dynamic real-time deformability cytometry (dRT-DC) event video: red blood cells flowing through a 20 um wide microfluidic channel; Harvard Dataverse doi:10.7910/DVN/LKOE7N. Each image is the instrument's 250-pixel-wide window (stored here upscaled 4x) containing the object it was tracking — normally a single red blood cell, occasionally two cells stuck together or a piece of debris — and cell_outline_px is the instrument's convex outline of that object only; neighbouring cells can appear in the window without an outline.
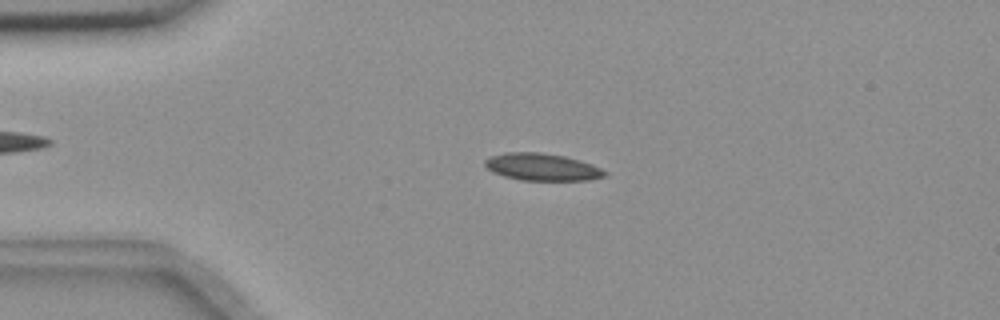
{"species": "common noctule bat (a hibernating species)", "species_latin": "Nyctalus noctula", "temperature_condition": "room temperature", "stored_images_in_passage": 55, "camera_frame_rate_fps": 3000, "um_per_image_px": 0.085, "animal": {"sex": "female", "body_mass_g": 18.4}, "frame": {"image": 1, "passage_image": 12, "time_ms": 3.667, "image_size_px": [1000, 320], "cell_outline_px": [[608, 176], [588, 180], [520, 180], [504, 176], [492, 172], [484, 164], [484, 160], [492, 156], [504, 152], [540, 152], [564, 156], [592, 164], [608, 172]], "centroid_in_image_um": [46.08, 14.2], "position_along_channel_um": 38.9, "area_um2": 19.02}}
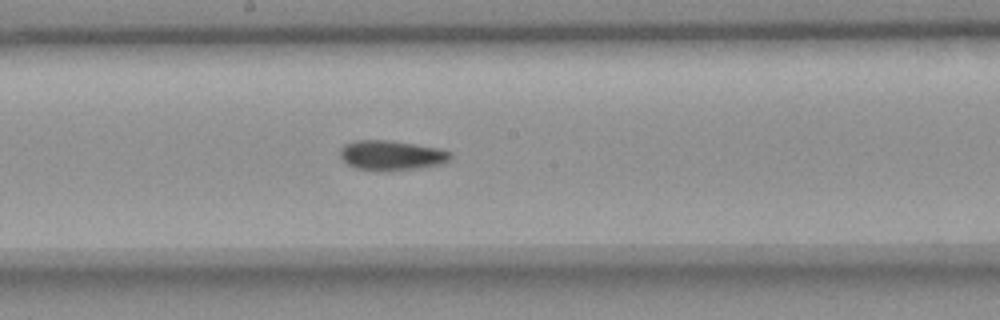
{"frame": {"image": 2, "passage_image": 29, "time_ms": 9.333, "image_size_px": [1000, 320], "cell_outline_px": [[452, 156], [444, 164], [420, 168], [388, 172], [376, 172], [356, 168], [348, 164], [340, 156], [340, 148], [344, 144], [356, 140], [388, 140], [440, 148], [452, 152]], "centroid_in_image_um": [33.29, 13.22], "position_along_channel_um": 214.9, "area_um2": 19.65}}
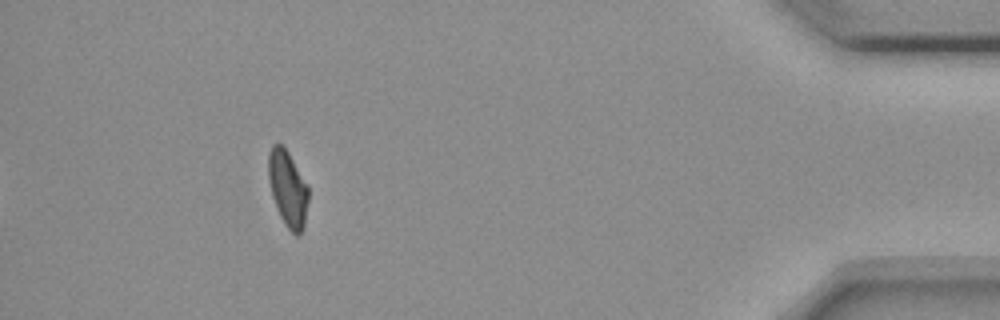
{"frame": {"image": 3, "passage_image": 50, "time_ms": 16.333, "image_size_px": [1000, 320], "cell_outline_px": [[308, 200], [304, 228], [296, 236], [288, 228], [280, 216], [276, 208], [272, 196], [268, 176], [268, 152], [272, 144], [280, 144], [288, 152], [308, 184]], "centroid_in_image_um": [24.46, 16.02], "position_along_channel_um": 410.7, "area_um2": 17.74}, "authors_computed_cell_mechanics": {"area_um2": 18.6116, "velocity_mm_per_s": 3.6341, "shape_relaxation_time_tau1_ms": 10.72, "shape_relaxation_time_tau2_ms": 2.4606, "deformation_change_tau1": 0.1995, "deformation_change_tau2": 0.0698}}